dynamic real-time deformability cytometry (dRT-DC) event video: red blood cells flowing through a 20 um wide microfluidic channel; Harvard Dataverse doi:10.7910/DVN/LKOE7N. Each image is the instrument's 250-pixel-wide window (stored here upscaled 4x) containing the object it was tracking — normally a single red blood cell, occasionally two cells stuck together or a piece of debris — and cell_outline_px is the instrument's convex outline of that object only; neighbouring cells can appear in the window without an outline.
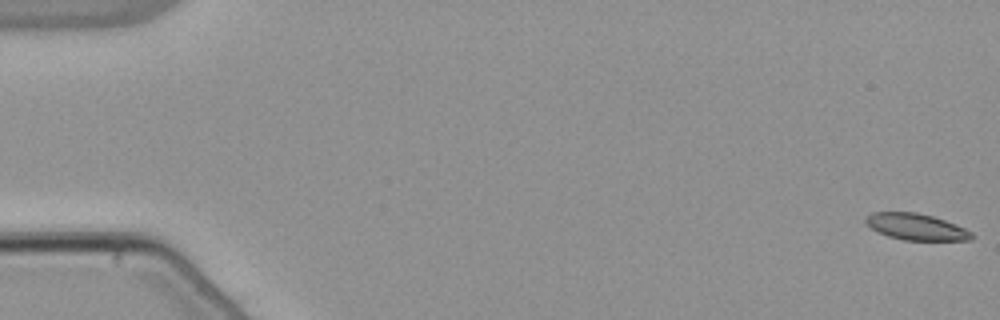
{"species": "common noctule bat (a hibernating species)", "species_latin": "Nyctalus noctula", "temperature_condition": "warm", "stored_images_in_passage": 55, "camera_frame_rate_fps": 3000, "um_per_image_px": 0.085, "animal": {"sex": "male", "body_mass_g": 21.5, "forearm_length_mm": 52.0}, "frame": {"image": 1, "passage_image": 1, "time_ms": 0.0, "image_size_px": [1000, 320], "cell_outline_px": [[976, 236], [972, 240], [904, 240], [888, 236], [872, 228], [864, 220], [872, 212], [916, 212], [932, 216], [944, 220], [964, 228], [972, 232]], "centroid_in_image_um": [77.91, 19.28], "position_along_channel_um": 7.1, "area_um2": 16.13}}
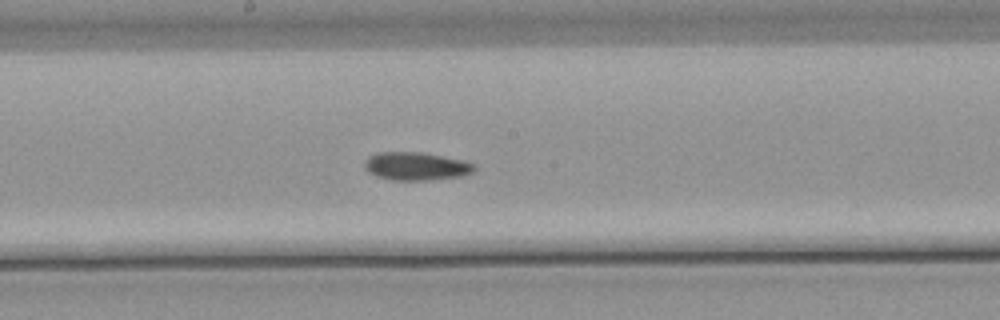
{"frame": {"image": 2, "passage_image": 30, "time_ms": 9.667, "image_size_px": [1000, 320], "cell_outline_px": [[476, 168], [472, 172], [464, 176], [432, 180], [388, 180], [376, 176], [368, 172], [364, 168], [364, 160], [368, 156], [376, 152], [424, 152], [460, 160], [472, 164]], "centroid_in_image_um": [35.3, 14.13], "position_along_channel_um": 212.9, "area_um2": 18.15}}
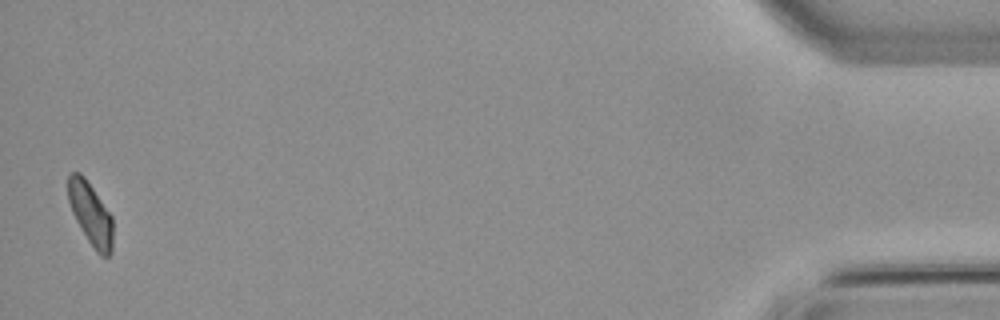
{"frame": {"image": 3, "passage_image": 54, "time_ms": 17.667, "image_size_px": [1000, 320], "cell_outline_px": [[112, 252], [108, 256], [100, 256], [96, 252], [88, 240], [76, 220], [72, 212], [68, 200], [68, 176], [72, 172], [80, 172], [84, 176], [112, 216]], "centroid_in_image_um": [7.7, 18.18], "position_along_channel_um": 427.5, "area_um2": 16.18}}